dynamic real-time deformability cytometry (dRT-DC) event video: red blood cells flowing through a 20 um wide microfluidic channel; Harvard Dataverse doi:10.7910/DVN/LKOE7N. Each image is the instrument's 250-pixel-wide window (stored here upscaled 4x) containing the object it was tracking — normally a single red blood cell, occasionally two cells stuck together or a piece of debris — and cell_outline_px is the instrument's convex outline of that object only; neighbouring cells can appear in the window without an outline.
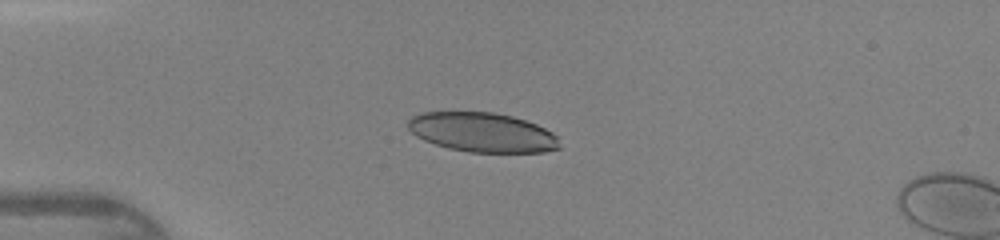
{"species": "human", "species_latin": "Homo sapiens", "temperature_condition": "warm", "stored_images_in_passage": 11, "camera_frame_rate_fps": 3000, "um_per_image_px": 0.085, "donor": {"sex": "female"}, "frame": {"image": 1, "passage_image": 8, "time_ms": 2.333, "image_size_px": [1000, 240], "cell_outline_px": [[560, 148], [544, 152], [468, 152], [448, 148], [424, 140], [416, 136], [408, 128], [408, 120], [412, 116], [424, 112], [492, 112], [512, 116], [536, 124], [552, 132], [556, 136]], "centroid_in_image_um": [40.98, 11.25], "position_along_channel_um": 44.0, "area_um2": 34.68}}